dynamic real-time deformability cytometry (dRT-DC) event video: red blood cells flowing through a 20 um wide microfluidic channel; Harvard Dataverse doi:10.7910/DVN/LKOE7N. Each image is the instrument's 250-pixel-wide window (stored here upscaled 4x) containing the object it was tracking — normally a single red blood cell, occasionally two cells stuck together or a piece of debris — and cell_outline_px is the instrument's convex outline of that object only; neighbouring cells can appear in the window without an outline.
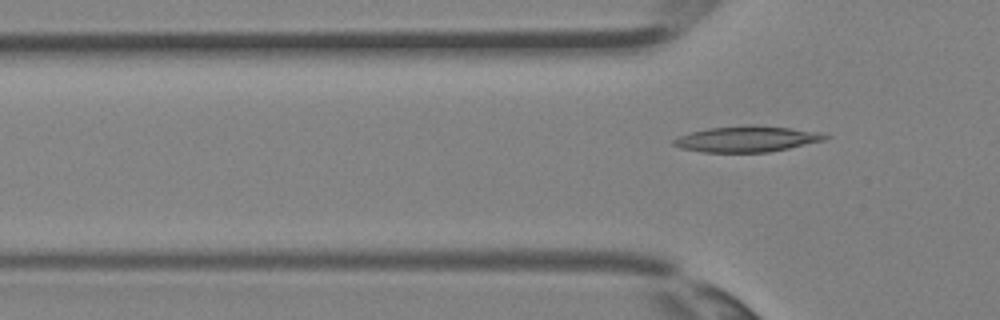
{"species": "Egyptian fruit bat (a non-hibernating species)", "species_latin": "Rousettus aegyptiacus", "temperature_condition": "room temperature", "stored_images_in_passage": 4, "camera_frame_rate_fps": 3000, "um_per_image_px": 0.085, "animal": {"sex": "female"}, "frame": {"image": 1, "passage_image": 4, "time_ms": 1.0, "image_size_px": [1000, 320], "cell_outline_px": [[832, 136], [824, 140], [788, 148], [768, 152], [704, 152], [680, 148], [672, 144], [672, 140], [680, 136], [692, 132], [708, 128], [752, 124], [788, 128], [816, 132]], "centroid_in_image_um": [63.45, 11.81], "position_along_channel_um": 62.3, "area_um2": 22.6}}